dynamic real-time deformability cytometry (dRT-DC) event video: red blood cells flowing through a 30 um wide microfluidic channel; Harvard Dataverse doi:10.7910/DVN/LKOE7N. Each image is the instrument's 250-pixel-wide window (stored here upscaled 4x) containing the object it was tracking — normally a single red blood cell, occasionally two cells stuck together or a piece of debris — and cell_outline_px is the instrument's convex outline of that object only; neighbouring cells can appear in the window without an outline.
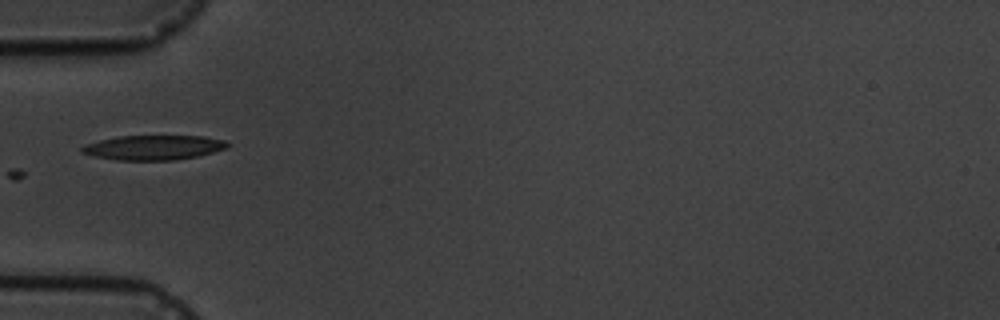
{"species": "common noctule bat (a hibernating species)", "species_latin": "Nyctalus noctula", "temperature_condition": "cold", "stored_images_in_passage": 18, "camera_frame_rate_fps": 3000, "um_per_image_px": 0.085, "animal": {"sex": "male", "body_mass_g": 19.5, "forearm_length_mm": 54.6}, "frame": {"image": 1, "passage_image": 7, "time_ms": 7.0, "image_size_px": [1000, 320], "cell_outline_px": [[228, 144], [224, 148], [200, 156], [176, 160], [116, 160], [92, 156], [80, 152], [80, 148], [84, 144], [100, 140], [120, 136], [204, 136], [224, 140]], "centroid_in_image_um": [12.99, 12.54], "position_along_channel_um": 72.0, "area_um2": 20.92}}